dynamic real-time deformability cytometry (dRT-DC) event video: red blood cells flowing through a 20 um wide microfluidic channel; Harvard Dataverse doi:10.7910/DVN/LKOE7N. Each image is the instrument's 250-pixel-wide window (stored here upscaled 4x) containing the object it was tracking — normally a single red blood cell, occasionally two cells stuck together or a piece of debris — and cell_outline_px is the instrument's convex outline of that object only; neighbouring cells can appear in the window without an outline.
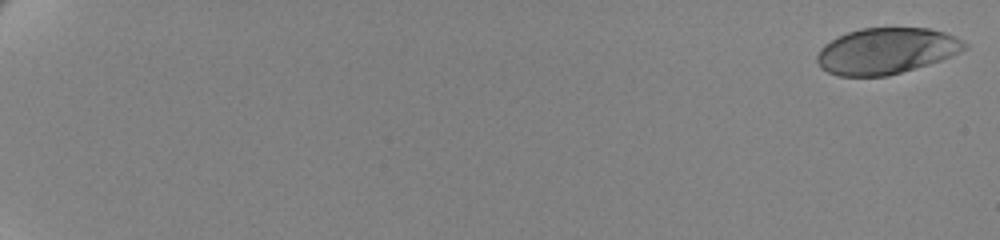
{"species": "human", "species_latin": "Homo sapiens", "temperature_condition": "cold", "stored_images_in_passage": 62, "camera_frame_rate_fps": 3000, "um_per_image_px": 0.085, "donor": {"sex": "female"}, "frame": {"image": 1, "passage_image": 1, "time_ms": 0.0, "image_size_px": [1000, 240], "cell_outline_px": [[968, 44], [964, 48], [940, 60], [928, 64], [888, 76], [840, 76], [828, 72], [820, 68], [816, 60], [816, 56], [820, 48], [824, 44], [848, 32], [860, 28], [928, 28], [944, 32], [956, 36]], "centroid_in_image_um": [75.29, 4.33], "position_along_channel_um": 9.7, "area_um2": 39.3}}
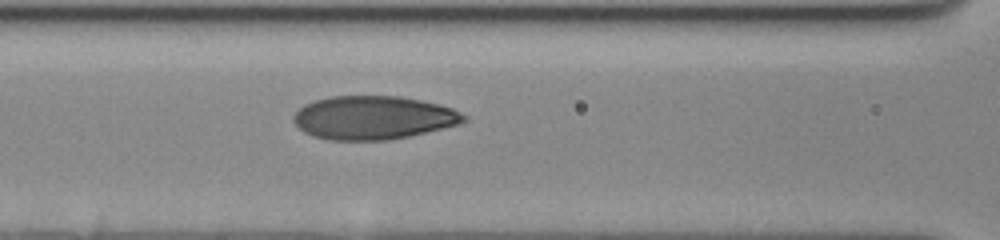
{"frame": {"image": 2, "passage_image": 31, "time_ms": 10.0, "image_size_px": [1000, 240], "cell_outline_px": [[468, 120], [460, 124], [408, 136], [388, 140], [328, 140], [312, 136], [304, 132], [292, 120], [292, 116], [304, 104], [316, 100], [332, 96], [400, 96], [440, 104], [452, 108], [468, 116]], "centroid_in_image_um": [31.74, 10.0], "position_along_channel_um": 134.9, "area_um2": 43.23}}
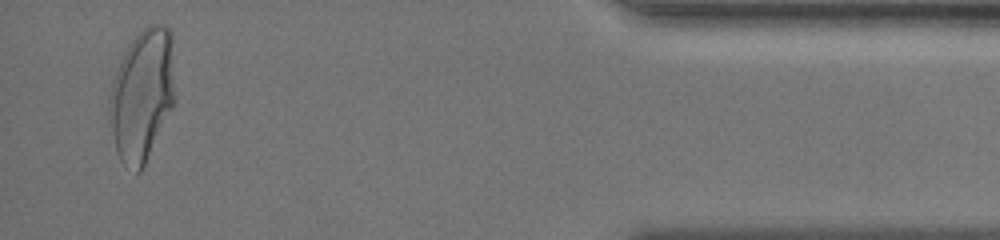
{"frame": {"image": 3, "passage_image": 60, "time_ms": 19.667, "image_size_px": [1000, 240], "cell_outline_px": [[172, 104], [144, 164], [140, 172], [136, 172], [124, 164], [120, 160], [116, 152], [112, 132], [108, 108], [112, 80], [120, 60], [128, 44], [148, 24], [164, 24], [172, 32]], "centroid_in_image_um": [12.03, 8.03], "position_along_channel_um": 423.2, "area_um2": 49.19}, "authors_computed_cell_mechanics": {"area_um2": 42.3674, "velocity_mm_per_s": 3.4794, "shape_relaxation_time_tau1_ms": 5.2109, "shape_relaxation_time_tau2_ms": null, "deformation_change_tau1": 0.1987, "deformation_change_tau2": null}}